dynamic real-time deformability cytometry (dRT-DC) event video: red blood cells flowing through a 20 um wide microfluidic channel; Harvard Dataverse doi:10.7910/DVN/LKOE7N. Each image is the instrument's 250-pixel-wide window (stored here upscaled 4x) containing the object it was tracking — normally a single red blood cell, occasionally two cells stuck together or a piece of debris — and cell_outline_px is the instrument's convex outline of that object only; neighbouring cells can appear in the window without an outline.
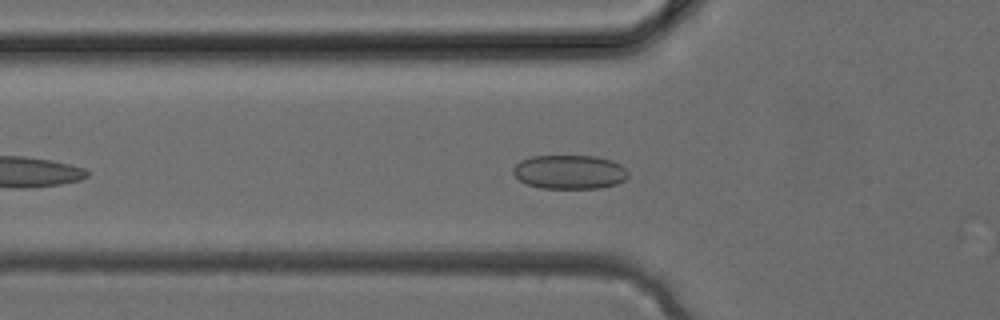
{"species": "common noctule bat (a hibernating species)", "species_latin": "Nyctalus noctula", "temperature_condition": "cold", "stored_images_in_passage": 29, "camera_frame_rate_fps": 3000, "um_per_image_px": 0.085, "animal": {"sex": "female", "body_mass_g": 24.6, "forearm_length_mm": 56.2}, "frame": {"image": 1, "passage_image": 6, "time_ms": 1.667, "image_size_px": [1000, 320], "cell_outline_px": [[628, 176], [624, 180], [616, 184], [600, 188], [540, 188], [528, 184], [520, 180], [512, 172], [512, 168], [520, 160], [532, 156], [596, 156], [612, 160], [620, 164], [628, 172]], "centroid_in_image_um": [48.41, 14.61], "position_along_channel_um": 77.4, "area_um2": 22.83}}
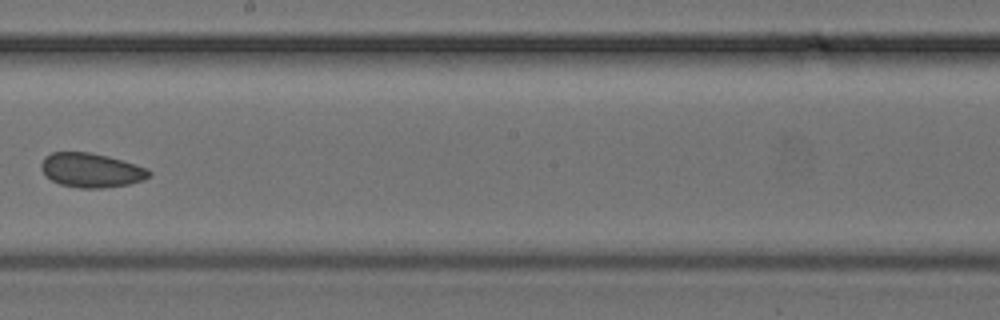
{"frame": {"image": 2, "passage_image": 15, "time_ms": 4.667, "image_size_px": [1000, 320], "cell_outline_px": [[152, 172], [144, 180], [128, 184], [100, 188], [80, 188], [60, 184], [52, 180], [40, 168], [40, 164], [44, 156], [52, 152], [88, 152], [108, 156], [136, 164], [148, 168]], "centroid_in_image_um": [7.75, 14.46], "position_along_channel_um": 240.4, "area_um2": 21.5}}
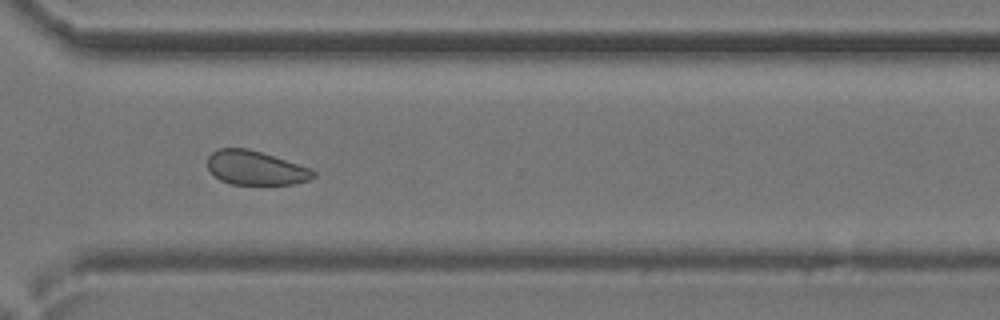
{"frame": {"image": 3, "passage_image": 21, "time_ms": 6.667, "image_size_px": [1000, 320], "cell_outline_px": [[316, 176], [308, 180], [292, 184], [232, 184], [220, 180], [208, 168], [208, 156], [212, 152], [220, 148], [248, 148], [312, 168], [316, 172]], "centroid_in_image_um": [21.75, 14.27], "position_along_channel_um": 348.9, "area_um2": 20.92}}